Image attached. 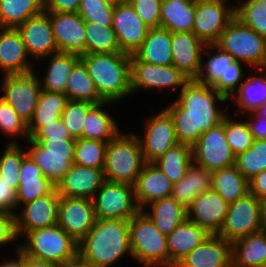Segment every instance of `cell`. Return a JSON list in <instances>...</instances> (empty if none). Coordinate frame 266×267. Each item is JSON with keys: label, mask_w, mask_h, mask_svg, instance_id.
Segmentation results:
<instances>
[{"label": "cell", "mask_w": 266, "mask_h": 267, "mask_svg": "<svg viewBox=\"0 0 266 267\" xmlns=\"http://www.w3.org/2000/svg\"><path fill=\"white\" fill-rule=\"evenodd\" d=\"M180 90L178 99L164 109L172 117L178 142L192 146L202 133L222 122L226 113L216 104L228 99L211 85L195 79Z\"/></svg>", "instance_id": "obj_1"}, {"label": "cell", "mask_w": 266, "mask_h": 267, "mask_svg": "<svg viewBox=\"0 0 266 267\" xmlns=\"http://www.w3.org/2000/svg\"><path fill=\"white\" fill-rule=\"evenodd\" d=\"M127 253L132 258L129 220L96 218L78 243V257L93 267H112Z\"/></svg>", "instance_id": "obj_2"}, {"label": "cell", "mask_w": 266, "mask_h": 267, "mask_svg": "<svg viewBox=\"0 0 266 267\" xmlns=\"http://www.w3.org/2000/svg\"><path fill=\"white\" fill-rule=\"evenodd\" d=\"M80 60L104 101L115 103L130 95V54L92 53L80 55Z\"/></svg>", "instance_id": "obj_3"}, {"label": "cell", "mask_w": 266, "mask_h": 267, "mask_svg": "<svg viewBox=\"0 0 266 267\" xmlns=\"http://www.w3.org/2000/svg\"><path fill=\"white\" fill-rule=\"evenodd\" d=\"M145 163L137 135L119 132L107 145L103 168L105 179L134 185Z\"/></svg>", "instance_id": "obj_4"}, {"label": "cell", "mask_w": 266, "mask_h": 267, "mask_svg": "<svg viewBox=\"0 0 266 267\" xmlns=\"http://www.w3.org/2000/svg\"><path fill=\"white\" fill-rule=\"evenodd\" d=\"M129 239L132 258L136 262L145 267H169L167 236L142 210L129 220Z\"/></svg>", "instance_id": "obj_5"}, {"label": "cell", "mask_w": 266, "mask_h": 267, "mask_svg": "<svg viewBox=\"0 0 266 267\" xmlns=\"http://www.w3.org/2000/svg\"><path fill=\"white\" fill-rule=\"evenodd\" d=\"M19 248L31 257L61 265L78 258V242L58 224L35 229Z\"/></svg>", "instance_id": "obj_6"}, {"label": "cell", "mask_w": 266, "mask_h": 267, "mask_svg": "<svg viewBox=\"0 0 266 267\" xmlns=\"http://www.w3.org/2000/svg\"><path fill=\"white\" fill-rule=\"evenodd\" d=\"M215 45L229 53L234 60L255 69V72L266 68V39L236 17L227 25Z\"/></svg>", "instance_id": "obj_7"}, {"label": "cell", "mask_w": 266, "mask_h": 267, "mask_svg": "<svg viewBox=\"0 0 266 267\" xmlns=\"http://www.w3.org/2000/svg\"><path fill=\"white\" fill-rule=\"evenodd\" d=\"M205 49L206 52H203L208 59L207 62L201 63L200 73L195 80L211 85L227 99L231 98L247 74L242 68L244 63L234 60L229 53L222 51L215 44H207ZM211 49L216 51L212 56Z\"/></svg>", "instance_id": "obj_8"}, {"label": "cell", "mask_w": 266, "mask_h": 267, "mask_svg": "<svg viewBox=\"0 0 266 267\" xmlns=\"http://www.w3.org/2000/svg\"><path fill=\"white\" fill-rule=\"evenodd\" d=\"M27 141L31 147L27 154L43 175L57 184L74 163L76 139L29 138Z\"/></svg>", "instance_id": "obj_9"}, {"label": "cell", "mask_w": 266, "mask_h": 267, "mask_svg": "<svg viewBox=\"0 0 266 267\" xmlns=\"http://www.w3.org/2000/svg\"><path fill=\"white\" fill-rule=\"evenodd\" d=\"M261 230L262 201L248 193L245 197L229 203L224 223L217 236L233 243Z\"/></svg>", "instance_id": "obj_10"}, {"label": "cell", "mask_w": 266, "mask_h": 267, "mask_svg": "<svg viewBox=\"0 0 266 267\" xmlns=\"http://www.w3.org/2000/svg\"><path fill=\"white\" fill-rule=\"evenodd\" d=\"M193 162L209 171L236 164V155L225 136V115L218 125L201 134L192 145Z\"/></svg>", "instance_id": "obj_11"}, {"label": "cell", "mask_w": 266, "mask_h": 267, "mask_svg": "<svg viewBox=\"0 0 266 267\" xmlns=\"http://www.w3.org/2000/svg\"><path fill=\"white\" fill-rule=\"evenodd\" d=\"M96 218L130 220L139 208L134 186L105 181L92 198Z\"/></svg>", "instance_id": "obj_12"}, {"label": "cell", "mask_w": 266, "mask_h": 267, "mask_svg": "<svg viewBox=\"0 0 266 267\" xmlns=\"http://www.w3.org/2000/svg\"><path fill=\"white\" fill-rule=\"evenodd\" d=\"M0 96L25 122L29 123L34 114L42 91L40 79L33 71L4 74Z\"/></svg>", "instance_id": "obj_13"}, {"label": "cell", "mask_w": 266, "mask_h": 267, "mask_svg": "<svg viewBox=\"0 0 266 267\" xmlns=\"http://www.w3.org/2000/svg\"><path fill=\"white\" fill-rule=\"evenodd\" d=\"M228 1L196 0L192 32L206 45L215 44L235 18V4L229 7Z\"/></svg>", "instance_id": "obj_14"}, {"label": "cell", "mask_w": 266, "mask_h": 267, "mask_svg": "<svg viewBox=\"0 0 266 267\" xmlns=\"http://www.w3.org/2000/svg\"><path fill=\"white\" fill-rule=\"evenodd\" d=\"M190 79L173 65H155L138 61L131 55L130 89L131 94L138 89H161L180 87L181 89Z\"/></svg>", "instance_id": "obj_15"}, {"label": "cell", "mask_w": 266, "mask_h": 267, "mask_svg": "<svg viewBox=\"0 0 266 267\" xmlns=\"http://www.w3.org/2000/svg\"><path fill=\"white\" fill-rule=\"evenodd\" d=\"M143 138L137 135L145 162H154L179 142L170 114L163 108L146 120Z\"/></svg>", "instance_id": "obj_16"}, {"label": "cell", "mask_w": 266, "mask_h": 267, "mask_svg": "<svg viewBox=\"0 0 266 267\" xmlns=\"http://www.w3.org/2000/svg\"><path fill=\"white\" fill-rule=\"evenodd\" d=\"M60 195L56 188L49 194L22 204V213H15L18 238L39 228L57 225Z\"/></svg>", "instance_id": "obj_17"}, {"label": "cell", "mask_w": 266, "mask_h": 267, "mask_svg": "<svg viewBox=\"0 0 266 267\" xmlns=\"http://www.w3.org/2000/svg\"><path fill=\"white\" fill-rule=\"evenodd\" d=\"M95 220L92 200L60 197L57 224L78 243L93 227Z\"/></svg>", "instance_id": "obj_18"}, {"label": "cell", "mask_w": 266, "mask_h": 267, "mask_svg": "<svg viewBox=\"0 0 266 267\" xmlns=\"http://www.w3.org/2000/svg\"><path fill=\"white\" fill-rule=\"evenodd\" d=\"M112 27L120 50L130 55L141 46L149 30L129 2L119 3L114 7Z\"/></svg>", "instance_id": "obj_19"}, {"label": "cell", "mask_w": 266, "mask_h": 267, "mask_svg": "<svg viewBox=\"0 0 266 267\" xmlns=\"http://www.w3.org/2000/svg\"><path fill=\"white\" fill-rule=\"evenodd\" d=\"M228 205L213 189L204 191L187 207V218L210 235H217L224 223Z\"/></svg>", "instance_id": "obj_20"}, {"label": "cell", "mask_w": 266, "mask_h": 267, "mask_svg": "<svg viewBox=\"0 0 266 267\" xmlns=\"http://www.w3.org/2000/svg\"><path fill=\"white\" fill-rule=\"evenodd\" d=\"M50 19L59 52L85 54V21L78 13L45 12Z\"/></svg>", "instance_id": "obj_21"}, {"label": "cell", "mask_w": 266, "mask_h": 267, "mask_svg": "<svg viewBox=\"0 0 266 267\" xmlns=\"http://www.w3.org/2000/svg\"><path fill=\"white\" fill-rule=\"evenodd\" d=\"M105 181L103 169L79 166L73 163L57 182L56 190L60 197L92 200Z\"/></svg>", "instance_id": "obj_22"}, {"label": "cell", "mask_w": 266, "mask_h": 267, "mask_svg": "<svg viewBox=\"0 0 266 267\" xmlns=\"http://www.w3.org/2000/svg\"><path fill=\"white\" fill-rule=\"evenodd\" d=\"M17 30L21 34L28 55L34 59L47 58L59 52L49 16L45 12L29 18L18 26Z\"/></svg>", "instance_id": "obj_23"}, {"label": "cell", "mask_w": 266, "mask_h": 267, "mask_svg": "<svg viewBox=\"0 0 266 267\" xmlns=\"http://www.w3.org/2000/svg\"><path fill=\"white\" fill-rule=\"evenodd\" d=\"M205 46L193 32H171L172 65L190 80L196 79L200 73Z\"/></svg>", "instance_id": "obj_24"}, {"label": "cell", "mask_w": 266, "mask_h": 267, "mask_svg": "<svg viewBox=\"0 0 266 267\" xmlns=\"http://www.w3.org/2000/svg\"><path fill=\"white\" fill-rule=\"evenodd\" d=\"M175 267H232V243L210 235Z\"/></svg>", "instance_id": "obj_25"}, {"label": "cell", "mask_w": 266, "mask_h": 267, "mask_svg": "<svg viewBox=\"0 0 266 267\" xmlns=\"http://www.w3.org/2000/svg\"><path fill=\"white\" fill-rule=\"evenodd\" d=\"M133 186L136 204L144 210L150 203L169 197L173 183L153 162H146Z\"/></svg>", "instance_id": "obj_26"}, {"label": "cell", "mask_w": 266, "mask_h": 267, "mask_svg": "<svg viewBox=\"0 0 266 267\" xmlns=\"http://www.w3.org/2000/svg\"><path fill=\"white\" fill-rule=\"evenodd\" d=\"M29 55L17 28L0 27V68L5 74L33 71L27 61Z\"/></svg>", "instance_id": "obj_27"}, {"label": "cell", "mask_w": 266, "mask_h": 267, "mask_svg": "<svg viewBox=\"0 0 266 267\" xmlns=\"http://www.w3.org/2000/svg\"><path fill=\"white\" fill-rule=\"evenodd\" d=\"M18 177L19 186L16 191L17 207L45 196L56 188V184L43 175L40 167L29 155L23 159Z\"/></svg>", "instance_id": "obj_28"}, {"label": "cell", "mask_w": 266, "mask_h": 267, "mask_svg": "<svg viewBox=\"0 0 266 267\" xmlns=\"http://www.w3.org/2000/svg\"><path fill=\"white\" fill-rule=\"evenodd\" d=\"M210 234L196 223L186 218L169 235V267H175L189 252L206 240Z\"/></svg>", "instance_id": "obj_29"}, {"label": "cell", "mask_w": 266, "mask_h": 267, "mask_svg": "<svg viewBox=\"0 0 266 267\" xmlns=\"http://www.w3.org/2000/svg\"><path fill=\"white\" fill-rule=\"evenodd\" d=\"M133 56L149 64L172 65L171 32L161 27L149 28L146 38Z\"/></svg>", "instance_id": "obj_30"}, {"label": "cell", "mask_w": 266, "mask_h": 267, "mask_svg": "<svg viewBox=\"0 0 266 267\" xmlns=\"http://www.w3.org/2000/svg\"><path fill=\"white\" fill-rule=\"evenodd\" d=\"M211 189L212 171L192 162L183 178L173 184L170 196L187 209L198 195Z\"/></svg>", "instance_id": "obj_31"}, {"label": "cell", "mask_w": 266, "mask_h": 267, "mask_svg": "<svg viewBox=\"0 0 266 267\" xmlns=\"http://www.w3.org/2000/svg\"><path fill=\"white\" fill-rule=\"evenodd\" d=\"M266 266V231L261 230L232 243V267Z\"/></svg>", "instance_id": "obj_32"}, {"label": "cell", "mask_w": 266, "mask_h": 267, "mask_svg": "<svg viewBox=\"0 0 266 267\" xmlns=\"http://www.w3.org/2000/svg\"><path fill=\"white\" fill-rule=\"evenodd\" d=\"M196 0H162L160 27L170 32H192Z\"/></svg>", "instance_id": "obj_33"}, {"label": "cell", "mask_w": 266, "mask_h": 267, "mask_svg": "<svg viewBox=\"0 0 266 267\" xmlns=\"http://www.w3.org/2000/svg\"><path fill=\"white\" fill-rule=\"evenodd\" d=\"M150 211L142 210L164 235H169L187 218V209L173 197L156 200L149 205Z\"/></svg>", "instance_id": "obj_34"}, {"label": "cell", "mask_w": 266, "mask_h": 267, "mask_svg": "<svg viewBox=\"0 0 266 267\" xmlns=\"http://www.w3.org/2000/svg\"><path fill=\"white\" fill-rule=\"evenodd\" d=\"M50 58L44 79L40 80L42 90L48 92H66L67 80L74 65L80 60L75 53L57 52L47 56ZM52 57V58H51Z\"/></svg>", "instance_id": "obj_35"}, {"label": "cell", "mask_w": 266, "mask_h": 267, "mask_svg": "<svg viewBox=\"0 0 266 267\" xmlns=\"http://www.w3.org/2000/svg\"><path fill=\"white\" fill-rule=\"evenodd\" d=\"M109 103L112 102L104 101L95 104L87 112L83 122L82 138L109 142L120 132L112 115L103 110L106 104L110 105Z\"/></svg>", "instance_id": "obj_36"}, {"label": "cell", "mask_w": 266, "mask_h": 267, "mask_svg": "<svg viewBox=\"0 0 266 267\" xmlns=\"http://www.w3.org/2000/svg\"><path fill=\"white\" fill-rule=\"evenodd\" d=\"M212 189L227 203H232L249 193V181L233 165L212 172Z\"/></svg>", "instance_id": "obj_37"}, {"label": "cell", "mask_w": 266, "mask_h": 267, "mask_svg": "<svg viewBox=\"0 0 266 267\" xmlns=\"http://www.w3.org/2000/svg\"><path fill=\"white\" fill-rule=\"evenodd\" d=\"M67 101L66 94L42 90L32 119L28 123L30 137L40 127L61 119Z\"/></svg>", "instance_id": "obj_38"}, {"label": "cell", "mask_w": 266, "mask_h": 267, "mask_svg": "<svg viewBox=\"0 0 266 267\" xmlns=\"http://www.w3.org/2000/svg\"><path fill=\"white\" fill-rule=\"evenodd\" d=\"M45 12V0H0V27L17 28Z\"/></svg>", "instance_id": "obj_39"}, {"label": "cell", "mask_w": 266, "mask_h": 267, "mask_svg": "<svg viewBox=\"0 0 266 267\" xmlns=\"http://www.w3.org/2000/svg\"><path fill=\"white\" fill-rule=\"evenodd\" d=\"M259 71L260 74L262 73L259 76L252 75L251 71L248 79H244L238 90L231 96L243 113L253 112L266 103V68H261Z\"/></svg>", "instance_id": "obj_40"}, {"label": "cell", "mask_w": 266, "mask_h": 267, "mask_svg": "<svg viewBox=\"0 0 266 267\" xmlns=\"http://www.w3.org/2000/svg\"><path fill=\"white\" fill-rule=\"evenodd\" d=\"M192 162V146L184 143H178L174 147L168 149L153 163L174 184L183 178L187 168Z\"/></svg>", "instance_id": "obj_41"}, {"label": "cell", "mask_w": 266, "mask_h": 267, "mask_svg": "<svg viewBox=\"0 0 266 267\" xmlns=\"http://www.w3.org/2000/svg\"><path fill=\"white\" fill-rule=\"evenodd\" d=\"M67 81L65 94L68 100L86 101L93 104L104 102L81 60L74 65Z\"/></svg>", "instance_id": "obj_42"}, {"label": "cell", "mask_w": 266, "mask_h": 267, "mask_svg": "<svg viewBox=\"0 0 266 267\" xmlns=\"http://www.w3.org/2000/svg\"><path fill=\"white\" fill-rule=\"evenodd\" d=\"M85 54L122 52L112 26L85 22Z\"/></svg>", "instance_id": "obj_43"}, {"label": "cell", "mask_w": 266, "mask_h": 267, "mask_svg": "<svg viewBox=\"0 0 266 267\" xmlns=\"http://www.w3.org/2000/svg\"><path fill=\"white\" fill-rule=\"evenodd\" d=\"M0 155V178L9 183L16 192L19 186V172L23 159L28 155L26 150L19 146L17 141H9Z\"/></svg>", "instance_id": "obj_44"}, {"label": "cell", "mask_w": 266, "mask_h": 267, "mask_svg": "<svg viewBox=\"0 0 266 267\" xmlns=\"http://www.w3.org/2000/svg\"><path fill=\"white\" fill-rule=\"evenodd\" d=\"M108 142L77 138L75 142L74 164L103 169Z\"/></svg>", "instance_id": "obj_45"}, {"label": "cell", "mask_w": 266, "mask_h": 267, "mask_svg": "<svg viewBox=\"0 0 266 267\" xmlns=\"http://www.w3.org/2000/svg\"><path fill=\"white\" fill-rule=\"evenodd\" d=\"M235 165L248 181L266 170V140H253L247 151L236 155Z\"/></svg>", "instance_id": "obj_46"}, {"label": "cell", "mask_w": 266, "mask_h": 267, "mask_svg": "<svg viewBox=\"0 0 266 267\" xmlns=\"http://www.w3.org/2000/svg\"><path fill=\"white\" fill-rule=\"evenodd\" d=\"M239 4V5H238ZM235 5V17L266 39V13L260 0H246Z\"/></svg>", "instance_id": "obj_47"}, {"label": "cell", "mask_w": 266, "mask_h": 267, "mask_svg": "<svg viewBox=\"0 0 266 267\" xmlns=\"http://www.w3.org/2000/svg\"><path fill=\"white\" fill-rule=\"evenodd\" d=\"M225 136L226 140L235 155L247 151L253 143V136L246 121H236L225 115Z\"/></svg>", "instance_id": "obj_48"}, {"label": "cell", "mask_w": 266, "mask_h": 267, "mask_svg": "<svg viewBox=\"0 0 266 267\" xmlns=\"http://www.w3.org/2000/svg\"><path fill=\"white\" fill-rule=\"evenodd\" d=\"M94 105L95 104L86 101H67L61 114V120L73 138H82L85 116Z\"/></svg>", "instance_id": "obj_49"}, {"label": "cell", "mask_w": 266, "mask_h": 267, "mask_svg": "<svg viewBox=\"0 0 266 267\" xmlns=\"http://www.w3.org/2000/svg\"><path fill=\"white\" fill-rule=\"evenodd\" d=\"M0 131L11 137L26 136L30 138L28 123L25 122L15 110L0 97Z\"/></svg>", "instance_id": "obj_50"}, {"label": "cell", "mask_w": 266, "mask_h": 267, "mask_svg": "<svg viewBox=\"0 0 266 267\" xmlns=\"http://www.w3.org/2000/svg\"><path fill=\"white\" fill-rule=\"evenodd\" d=\"M114 7L106 5L101 0H81L79 16L85 22L112 26Z\"/></svg>", "instance_id": "obj_51"}, {"label": "cell", "mask_w": 266, "mask_h": 267, "mask_svg": "<svg viewBox=\"0 0 266 267\" xmlns=\"http://www.w3.org/2000/svg\"><path fill=\"white\" fill-rule=\"evenodd\" d=\"M161 2L162 0H131L129 3L149 28H157L160 27Z\"/></svg>", "instance_id": "obj_52"}, {"label": "cell", "mask_w": 266, "mask_h": 267, "mask_svg": "<svg viewBox=\"0 0 266 267\" xmlns=\"http://www.w3.org/2000/svg\"><path fill=\"white\" fill-rule=\"evenodd\" d=\"M15 213L0 210V246L17 241Z\"/></svg>", "instance_id": "obj_53"}, {"label": "cell", "mask_w": 266, "mask_h": 267, "mask_svg": "<svg viewBox=\"0 0 266 267\" xmlns=\"http://www.w3.org/2000/svg\"><path fill=\"white\" fill-rule=\"evenodd\" d=\"M30 138L75 139L61 119L40 127Z\"/></svg>", "instance_id": "obj_54"}, {"label": "cell", "mask_w": 266, "mask_h": 267, "mask_svg": "<svg viewBox=\"0 0 266 267\" xmlns=\"http://www.w3.org/2000/svg\"><path fill=\"white\" fill-rule=\"evenodd\" d=\"M16 208V192L9 183L0 178V210L15 213Z\"/></svg>", "instance_id": "obj_55"}, {"label": "cell", "mask_w": 266, "mask_h": 267, "mask_svg": "<svg viewBox=\"0 0 266 267\" xmlns=\"http://www.w3.org/2000/svg\"><path fill=\"white\" fill-rule=\"evenodd\" d=\"M81 0H45V12L78 13Z\"/></svg>", "instance_id": "obj_56"}, {"label": "cell", "mask_w": 266, "mask_h": 267, "mask_svg": "<svg viewBox=\"0 0 266 267\" xmlns=\"http://www.w3.org/2000/svg\"><path fill=\"white\" fill-rule=\"evenodd\" d=\"M249 114L250 116L252 114V120L249 119L246 122L253 136V139L266 140V118L258 116L254 111L250 112Z\"/></svg>", "instance_id": "obj_57"}, {"label": "cell", "mask_w": 266, "mask_h": 267, "mask_svg": "<svg viewBox=\"0 0 266 267\" xmlns=\"http://www.w3.org/2000/svg\"><path fill=\"white\" fill-rule=\"evenodd\" d=\"M249 193L255 195L260 201L266 200V170L249 180Z\"/></svg>", "instance_id": "obj_58"}, {"label": "cell", "mask_w": 266, "mask_h": 267, "mask_svg": "<svg viewBox=\"0 0 266 267\" xmlns=\"http://www.w3.org/2000/svg\"><path fill=\"white\" fill-rule=\"evenodd\" d=\"M16 254H18L24 260V267H59V265L48 262L45 260H40L29 255H26L19 246L16 247Z\"/></svg>", "instance_id": "obj_59"}, {"label": "cell", "mask_w": 266, "mask_h": 267, "mask_svg": "<svg viewBox=\"0 0 266 267\" xmlns=\"http://www.w3.org/2000/svg\"><path fill=\"white\" fill-rule=\"evenodd\" d=\"M18 257V258H17ZM16 260L15 258L12 260L4 261L0 264V267H24V260L17 254Z\"/></svg>", "instance_id": "obj_60"}, {"label": "cell", "mask_w": 266, "mask_h": 267, "mask_svg": "<svg viewBox=\"0 0 266 267\" xmlns=\"http://www.w3.org/2000/svg\"><path fill=\"white\" fill-rule=\"evenodd\" d=\"M59 267H93L92 265L87 264L82 261L79 257L71 262L61 264Z\"/></svg>", "instance_id": "obj_61"}, {"label": "cell", "mask_w": 266, "mask_h": 267, "mask_svg": "<svg viewBox=\"0 0 266 267\" xmlns=\"http://www.w3.org/2000/svg\"><path fill=\"white\" fill-rule=\"evenodd\" d=\"M262 227L266 231V200L262 201Z\"/></svg>", "instance_id": "obj_62"}, {"label": "cell", "mask_w": 266, "mask_h": 267, "mask_svg": "<svg viewBox=\"0 0 266 267\" xmlns=\"http://www.w3.org/2000/svg\"><path fill=\"white\" fill-rule=\"evenodd\" d=\"M258 116L266 118V103L254 111Z\"/></svg>", "instance_id": "obj_63"}, {"label": "cell", "mask_w": 266, "mask_h": 267, "mask_svg": "<svg viewBox=\"0 0 266 267\" xmlns=\"http://www.w3.org/2000/svg\"><path fill=\"white\" fill-rule=\"evenodd\" d=\"M101 1L111 7H115L116 5L120 3L118 0H101Z\"/></svg>", "instance_id": "obj_64"}, {"label": "cell", "mask_w": 266, "mask_h": 267, "mask_svg": "<svg viewBox=\"0 0 266 267\" xmlns=\"http://www.w3.org/2000/svg\"><path fill=\"white\" fill-rule=\"evenodd\" d=\"M262 3V8H264V11L266 13V0H260Z\"/></svg>", "instance_id": "obj_65"}, {"label": "cell", "mask_w": 266, "mask_h": 267, "mask_svg": "<svg viewBox=\"0 0 266 267\" xmlns=\"http://www.w3.org/2000/svg\"><path fill=\"white\" fill-rule=\"evenodd\" d=\"M120 3L130 2L131 0H118Z\"/></svg>", "instance_id": "obj_66"}]
</instances>
